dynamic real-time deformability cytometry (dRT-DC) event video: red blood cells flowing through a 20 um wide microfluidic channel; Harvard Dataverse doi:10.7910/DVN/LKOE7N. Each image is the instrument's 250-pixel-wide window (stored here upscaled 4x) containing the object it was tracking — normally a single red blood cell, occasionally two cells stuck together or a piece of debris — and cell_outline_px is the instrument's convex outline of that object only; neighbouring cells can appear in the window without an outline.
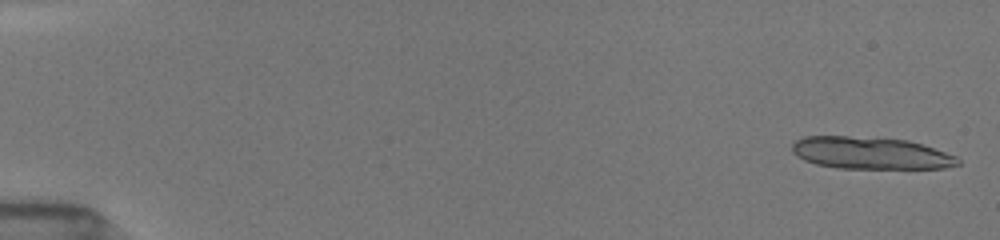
{"species": "common noctule bat (a hibernating species)", "species_latin": "Nyctalus noctula", "temperature_condition": "room temperature", "stored_images_in_passage": 17, "camera_frame_rate_fps": 3000, "um_per_image_px": 0.085, "animal": {"sex": "female", "body_mass_g": 19.5, "forearm_length_mm": 54.1}, "frame": {"image": 1, "passage_image": 2, "time_ms": 0.333, "image_size_px": [1000, 240], "cell_outline_px": [[960, 164], [944, 168], [836, 168], [816, 164], [804, 160], [796, 156], [792, 152], [792, 144], [796, 140], [804, 136], [848, 136], [908, 140], [956, 156], [960, 160]], "centroid_in_image_um": [73.95, 13.01], "position_along_channel_um": 11.1, "area_um2": 30.87}}